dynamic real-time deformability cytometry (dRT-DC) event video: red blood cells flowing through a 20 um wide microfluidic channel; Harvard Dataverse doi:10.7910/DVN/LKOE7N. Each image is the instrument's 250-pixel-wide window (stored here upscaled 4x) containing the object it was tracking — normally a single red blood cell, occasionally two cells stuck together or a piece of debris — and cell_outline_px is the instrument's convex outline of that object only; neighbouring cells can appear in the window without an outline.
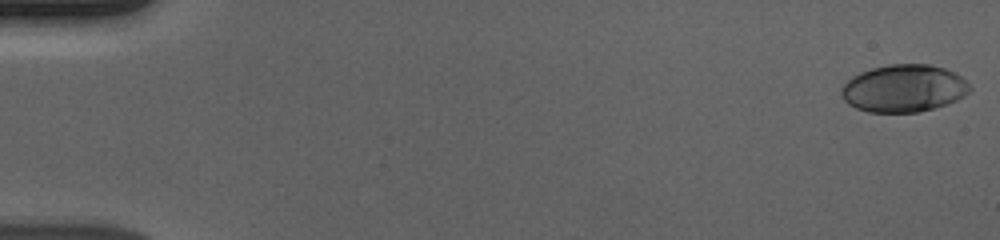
{"species": "human", "species_latin": "Homo sapiens", "temperature_condition": "cold", "stored_images_in_passage": 56, "camera_frame_rate_fps": 3000, "um_per_image_px": 0.085, "donor": {"sex": "male"}, "frame": {"image": 1, "passage_image": 1, "time_ms": 0.0, "image_size_px": [1000, 240], "cell_outline_px": [[972, 88], [964, 96], [948, 104], [920, 112], [868, 112], [856, 108], [848, 104], [840, 96], [840, 88], [852, 76], [860, 72], [872, 68], [888, 64], [928, 64], [944, 68], [956, 72]], "centroid_in_image_um": [76.8, 7.51], "position_along_channel_um": 8.2, "area_um2": 35.72}}
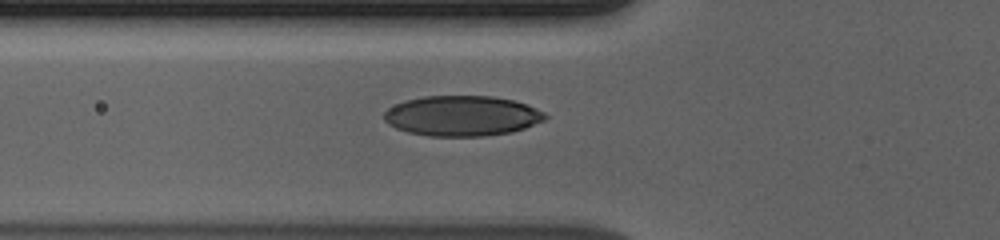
{"frame": {"image": 2, "passage_image": 21, "time_ms": 6.667, "image_size_px": [1000, 240], "cell_outline_px": [[548, 116], [544, 120], [524, 128], [512, 132], [484, 136], [428, 136], [408, 132], [396, 128], [388, 124], [384, 120], [384, 112], [388, 108], [404, 100], [424, 96], [492, 96], [512, 100], [536, 108], [544, 112]], "centroid_in_image_um": [39.25, 9.85], "position_along_channel_um": 86.6, "area_um2": 37.8}}
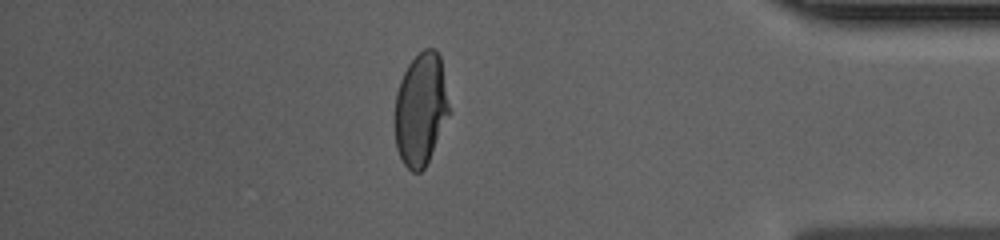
{"frame": {"image": 3, "passage_image": 49, "time_ms": 16.0, "image_size_px": [1000, 240], "cell_outline_px": [[448, 112], [428, 160], [424, 168], [420, 172], [412, 172], [404, 164], [396, 148], [396, 92], [400, 80], [408, 64], [424, 48], [436, 48], [440, 56], [448, 104]], "centroid_in_image_um": [35.73, 9.25], "position_along_channel_um": 399.5, "area_um2": 34.56}, "authors_computed_cell_mechanics": {"area_um2": 36.1828, "velocity_mm_per_s": 3.681, "shape_relaxation_time_tau1_ms": 4.9411, "shape_relaxation_time_tau2_ms": null, "deformation_change_tau1": 0.1747, "deformation_change_tau2": null}}